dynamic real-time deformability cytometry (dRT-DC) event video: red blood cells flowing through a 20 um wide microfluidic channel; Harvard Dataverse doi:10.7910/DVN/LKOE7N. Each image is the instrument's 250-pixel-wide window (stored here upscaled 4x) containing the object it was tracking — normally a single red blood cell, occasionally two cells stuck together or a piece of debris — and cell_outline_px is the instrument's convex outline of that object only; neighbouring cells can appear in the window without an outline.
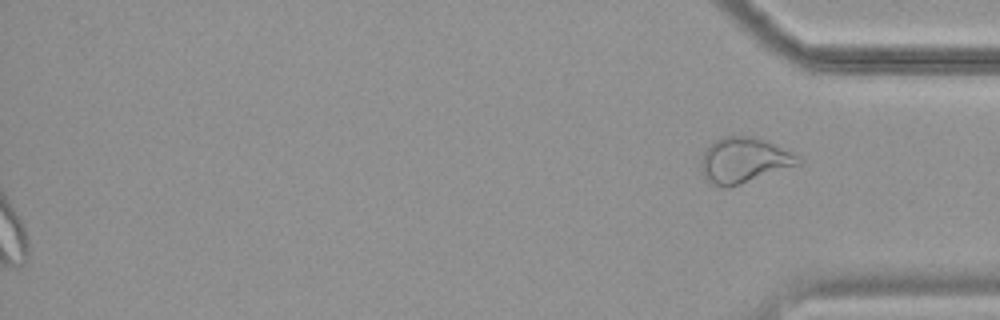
{"species": "common noctule bat (a hibernating species)", "species_latin": "Nyctalus noctula", "temperature_condition": "cold", "stored_images_in_passage": 59, "segment_of_instrument_passage": [2, 2], "camera_frame_rate_fps": 3000, "um_per_image_px": 0.085, "animal": {"sex": "female", "body_mass_g": 19.9}, "frame": {"image": 1, "passage_image": 59, "time_ms": 19.333, "image_size_px": [1000, 320], "cell_outline_px": [[800, 164], [740, 184], [724, 188], [712, 184], [704, 180], [700, 172], [700, 164], [704, 152], [712, 140], [724, 136], [756, 136], [768, 140], [800, 156]], "centroid_in_image_um": [63.2, 13.61], "position_along_channel_um": 372.0, "area_um2": 26.07}}